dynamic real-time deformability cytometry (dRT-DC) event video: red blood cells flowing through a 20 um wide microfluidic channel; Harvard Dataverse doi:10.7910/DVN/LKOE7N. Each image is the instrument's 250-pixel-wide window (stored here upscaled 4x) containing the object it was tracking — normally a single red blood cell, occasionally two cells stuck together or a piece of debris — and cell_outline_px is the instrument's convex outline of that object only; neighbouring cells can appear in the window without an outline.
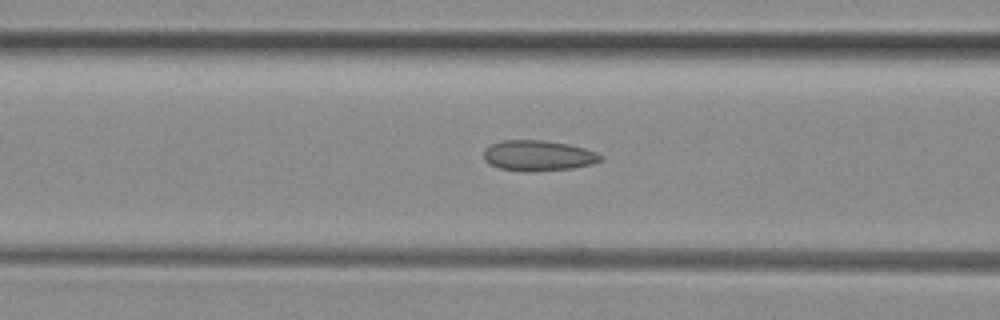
{"species": "common noctule bat (a hibernating species)", "species_latin": "Nyctalus noctula", "temperature_condition": "room temperature", "stored_images_in_passage": 47, "camera_frame_rate_fps": 3000, "um_per_image_px": 0.085, "animal": {"sex": "female", "body_mass_g": 29.2, "forearm_length_mm": 56.3}, "frame": {"image": 1, "passage_image": 20, "time_ms": 6.333, "image_size_px": [1000, 320], "cell_outline_px": [[604, 160], [592, 164], [572, 168], [528, 172], [500, 168], [488, 164], [484, 160], [484, 152], [492, 144], [504, 140], [540, 140], [568, 144], [584, 148], [596, 152], [604, 156]], "centroid_in_image_um": [45.78, 13.23], "position_along_channel_um": 120.8, "area_um2": 20.75}}
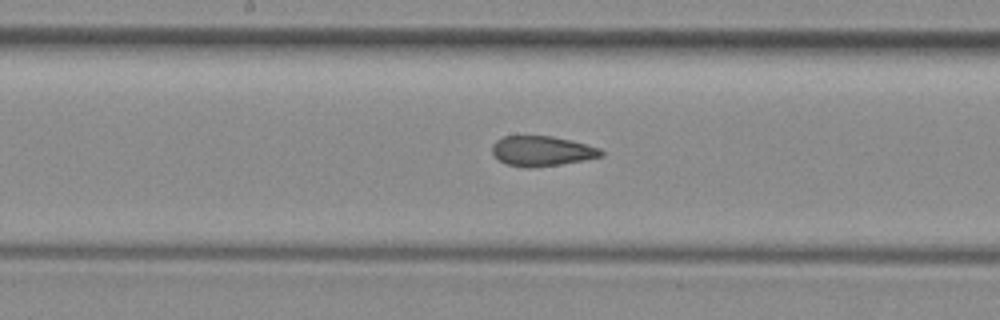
{"frame": {"image": 2, "passage_image": 26, "time_ms": 8.333, "image_size_px": [1000, 320], "cell_outline_px": [[604, 156], [584, 160], [560, 164], [532, 168], [524, 168], [504, 164], [492, 152], [492, 144], [496, 140], [504, 136], [552, 136], [572, 140], [600, 148], [604, 152]], "centroid_in_image_um": [46.06, 12.84], "position_along_channel_um": 202.1, "area_um2": 19.25}}
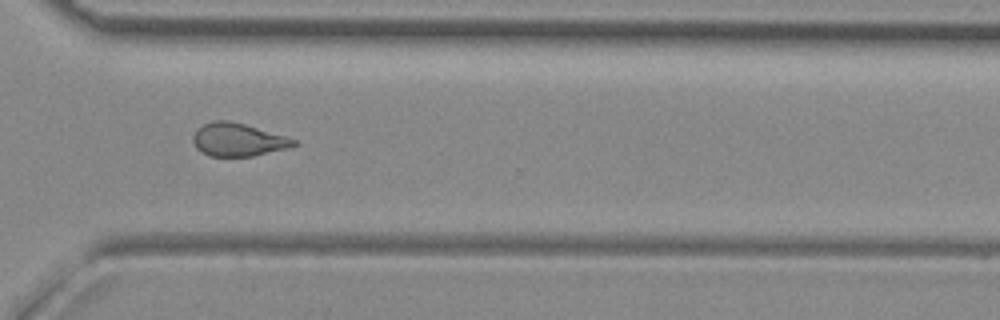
{"frame": {"image": 3, "passage_image": 37, "time_ms": 12.0, "image_size_px": [1000, 320], "cell_outline_px": [[300, 144], [292, 148], [252, 156], [208, 156], [200, 152], [196, 148], [192, 140], [192, 136], [196, 128], [212, 120], [228, 120], [244, 124], [284, 136], [296, 140]], "centroid_in_image_um": [20.21, 11.88], "position_along_channel_um": 350.4, "area_um2": 19.59}}